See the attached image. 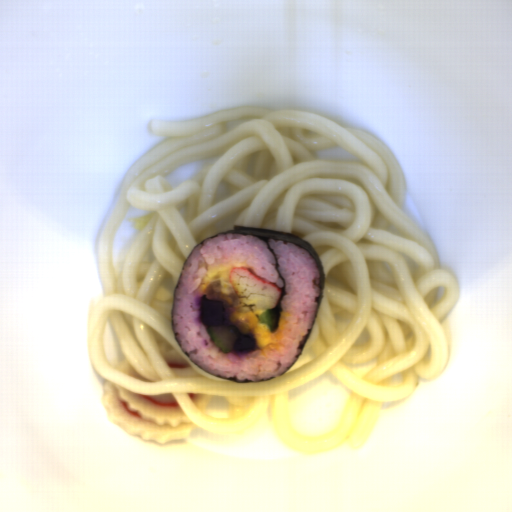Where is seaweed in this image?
Wrapping results in <instances>:
<instances>
[{"mask_svg": "<svg viewBox=\"0 0 512 512\" xmlns=\"http://www.w3.org/2000/svg\"><path fill=\"white\" fill-rule=\"evenodd\" d=\"M236 233V234H243V235H253V236H257L258 238L262 239V240H265L267 243H268V249L273 253V255L275 256V259H276V269L278 270V267H279V263L277 261V257H276V254L275 252H273V248H269V239H275V241H278V240H282L284 241V244H287V242H292L293 244H295L296 246L298 247H301V248H304L306 251H308L312 257L316 260L317 262V265H318V268H319V271H320V275H321V278H320V282H319V287L321 289V292H320V296H317L316 299H315V302L318 303V306H317V310H316V314H315V319H314V323H313V326L311 328V330H308L309 333L308 335L306 336H303V342H301V345L299 348L302 349V352L299 356H297L296 358V361L283 373L285 374L287 371H289L293 365L299 360V358L302 356L303 354V350H304V347H305V344L312 332V329L315 325V322H316V318H317V315L319 313V310H320V307L322 305V299L324 297V289H325V286H326V274H325V269H324V266H323V262L317 252V250L314 248V246L298 237L297 235L293 234V233H288V232H283V231H277V230H272V229H266V228H256V227H247V226H236V225H233V230H229V231H222L218 234H221V233H224V234H227V233ZM218 234L214 235V236H211V237H207L206 239H209V238H213V237H217ZM205 240V239H204ZM203 241H201L200 243L203 244ZM200 243H198L197 245H199ZM196 245V246H197ZM196 246H194L189 255L187 256L180 272H179V276H178V280H177V284H176V287L178 286L179 284V278L181 276V272H182V269L187 261V259L190 257V255L192 254V252L194 251V249L196 248ZM279 271V270H278ZM279 278L281 280L284 281L282 275L280 274L279 272ZM175 287V289H176ZM283 293H282V297L281 299L283 298V296L286 295V292H285V281H284V285L283 287L281 288ZM174 294H175V290H174ZM281 301V300H280ZM173 305H174V296H173V303H172V309H171V326H172V317H173ZM172 330H173V335H174V338L180 348V350L182 351V353L187 357V359L192 362L189 358V355L187 354V352H183V350L181 349L180 345H179V342L178 340L176 339V335L178 333H175L174 329H173V326H172ZM194 365H196L194 362H192ZM197 367H199L198 365H196ZM200 368V367H199ZM201 370H203L202 368H200ZM204 372H206L205 370H203ZM207 374H209L210 376L212 377H215L213 375H211L210 373L206 372ZM283 374L279 375V376H282ZM278 377V376H276ZM216 378H220V376H216ZM275 378V377H274ZM220 379H224V380H228V381H232V382H236V383H240V384H248V383H251V382H258V381H252V380H244V381H238L236 380V377L234 378H231V379H228V378H220ZM270 379H273V378H267V379H264V380H260V381H268Z\"/></svg>", "mask_w": 512, "mask_h": 512, "instance_id": "1", "label": "seaweed"}]
</instances>
